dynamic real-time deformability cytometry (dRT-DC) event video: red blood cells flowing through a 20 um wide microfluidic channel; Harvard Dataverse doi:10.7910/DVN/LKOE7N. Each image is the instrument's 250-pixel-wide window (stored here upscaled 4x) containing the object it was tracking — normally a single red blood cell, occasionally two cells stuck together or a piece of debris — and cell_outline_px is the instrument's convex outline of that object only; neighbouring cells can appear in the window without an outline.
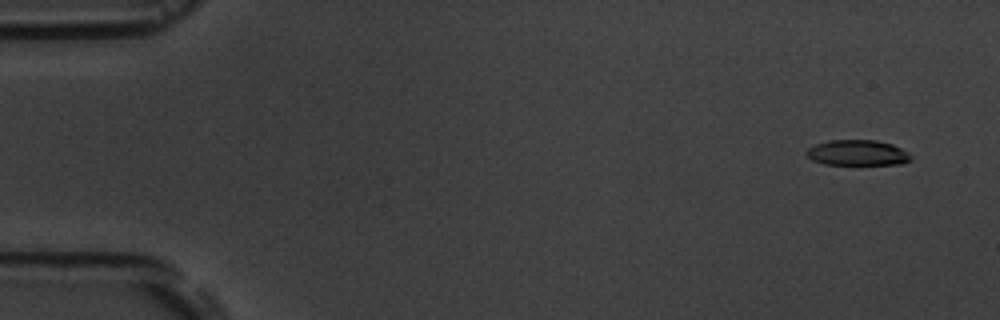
{"species": "common noctule bat (a hibernating species)", "species_latin": "Nyctalus noctula", "temperature_condition": "room temperature", "stored_images_in_passage": 5, "camera_frame_rate_fps": 3000, "um_per_image_px": 0.085, "animal": {"sex": "male", "body_mass_g": 19.5, "forearm_length_mm": 54.6}, "frame": {"image": 1, "passage_image": 1, "time_ms": 0.0, "image_size_px": [1000, 320], "cell_outline_px": [[912, 160], [900, 164], [824, 164], [812, 160], [804, 152], [808, 148], [816, 144], [828, 140], [876, 140], [892, 144], [908, 152], [912, 156]], "centroid_in_image_um": [72.89, 12.98], "position_along_channel_um": 12.1, "area_um2": 15.55}}
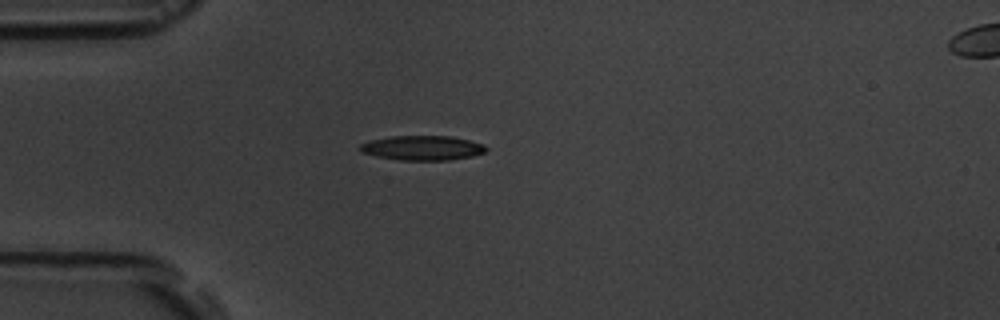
{"frame": {"image": 2, "passage_image": 4, "time_ms": 4.0, "image_size_px": [1000, 320], "cell_outline_px": [[488, 148], [484, 152], [472, 156], [448, 160], [400, 160], [376, 156], [360, 152], [360, 144], [368, 140], [392, 136], [452, 136], [484, 144]], "centroid_in_image_um": [35.89, 12.57], "position_along_channel_um": 49.1, "area_um2": 18.09}}